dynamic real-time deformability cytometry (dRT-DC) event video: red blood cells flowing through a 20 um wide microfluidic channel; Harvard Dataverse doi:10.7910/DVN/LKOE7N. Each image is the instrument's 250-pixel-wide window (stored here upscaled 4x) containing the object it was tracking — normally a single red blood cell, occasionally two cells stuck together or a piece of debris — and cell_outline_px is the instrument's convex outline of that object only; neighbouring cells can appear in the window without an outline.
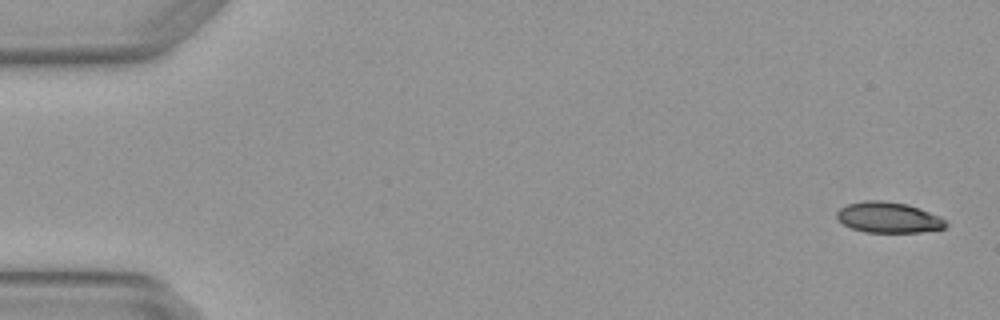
{"species": "Egyptian fruit bat (a non-hibernating species)", "species_latin": "Rousettus aegyptiacus", "temperature_condition": "warm", "stored_images_in_passage": 4, "camera_frame_rate_fps": 3000, "um_per_image_px": 0.085, "animal": {"sex": "female"}, "frame": {"image": 1, "passage_image": 1, "time_ms": 0.0, "image_size_px": [1000, 320], "cell_outline_px": [[948, 224], [944, 228], [920, 232], [864, 232], [852, 228], [844, 224], [836, 216], [836, 212], [840, 208], [848, 204], [864, 200], [880, 200], [908, 204], [940, 216]], "centroid_in_image_um": [75.51, 18.48], "position_along_channel_um": 9.5, "area_um2": 19.42}}
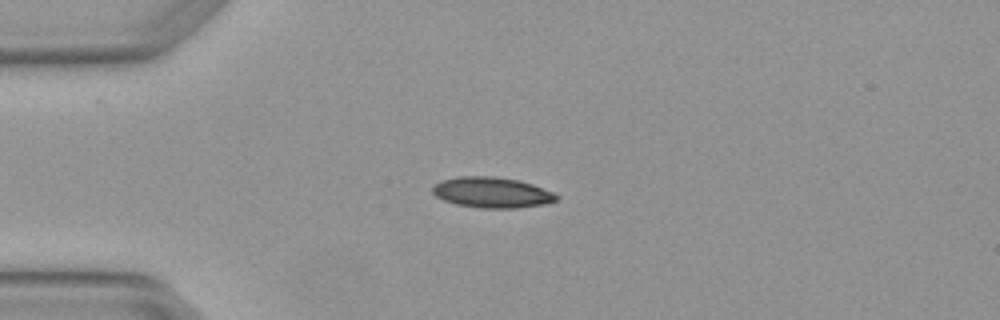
{"frame": {"image": 2, "passage_image": 4, "time_ms": 1.0, "image_size_px": [1000, 320], "cell_outline_px": [[560, 196], [556, 200], [544, 204], [516, 208], [484, 208], [456, 204], [444, 200], [436, 196], [432, 192], [432, 184], [440, 180], [460, 176], [492, 176], [520, 180], [532, 184], [552, 192]], "centroid_in_image_um": [41.78, 16.35], "position_along_channel_um": 43.2, "area_um2": 22.14}}